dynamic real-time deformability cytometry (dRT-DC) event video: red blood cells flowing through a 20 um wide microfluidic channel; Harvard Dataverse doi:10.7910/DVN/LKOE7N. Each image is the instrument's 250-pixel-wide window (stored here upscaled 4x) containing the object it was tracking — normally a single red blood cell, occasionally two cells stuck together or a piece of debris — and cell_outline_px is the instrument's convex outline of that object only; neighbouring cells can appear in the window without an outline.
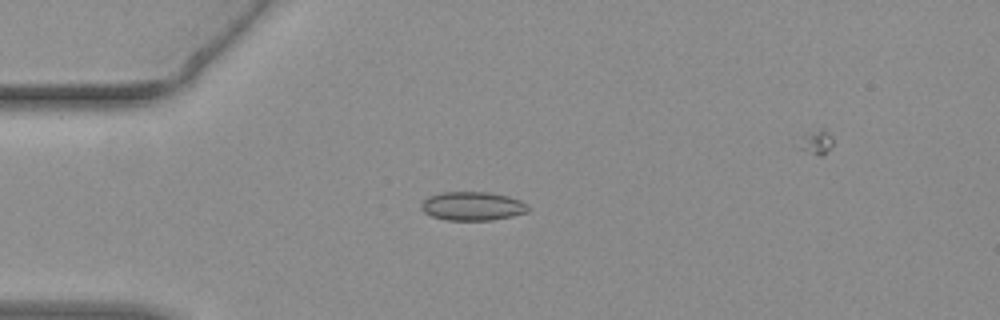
{"species": "common noctule bat (a hibernating species)", "species_latin": "Nyctalus noctula", "temperature_condition": "warm", "stored_images_in_passage": 38, "camera_frame_rate_fps": 3000, "um_per_image_px": 0.085, "animal": {"sex": "female", "body_mass_g": 19.3, "forearm_length_mm": 54.1}, "frame": {"image": 1, "passage_image": 2, "time_ms": 0.333, "image_size_px": [1000, 320], "cell_outline_px": [[528, 212], [512, 216], [492, 220], [444, 220], [432, 216], [424, 212], [420, 208], [420, 204], [428, 196], [444, 192], [488, 192], [508, 196], [520, 200], [528, 204]], "centroid_in_image_um": [40.15, 17.52], "position_along_channel_um": 44.8, "area_um2": 17.98}}
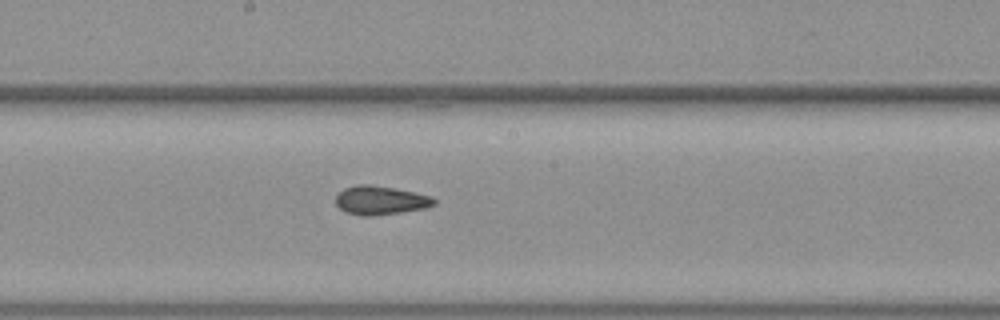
{"frame": {"image": 2, "passage_image": 17, "time_ms": 5.333, "image_size_px": [1000, 320], "cell_outline_px": [[436, 204], [424, 208], [400, 212], [372, 216], [364, 216], [344, 212], [336, 204], [336, 196], [344, 188], [356, 184], [368, 184], [416, 192], [432, 196], [436, 200]], "centroid_in_image_um": [32.33, 17.02], "position_along_channel_um": 215.9, "area_um2": 16.47}}
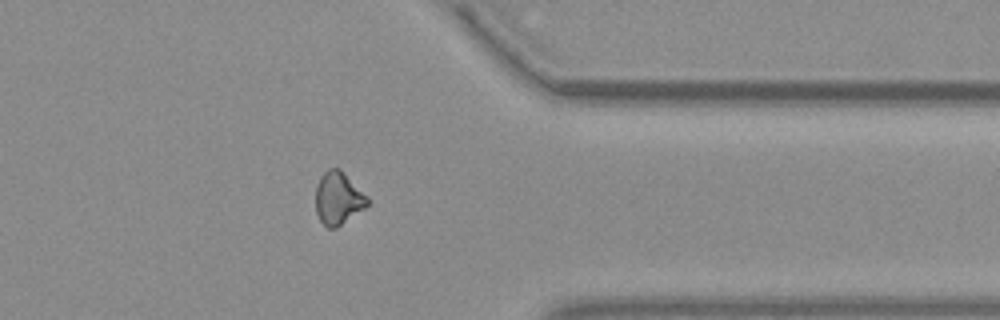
{"frame": {"image": 3, "passage_image": 31, "time_ms": 10.0, "image_size_px": [1000, 320], "cell_outline_px": [[368, 204], [364, 208], [336, 228], [328, 228], [320, 220], [316, 212], [316, 184], [320, 176], [328, 168], [340, 168], [368, 196]], "centroid_in_image_um": [28.74, 16.83], "position_along_channel_um": 382.7, "area_um2": 15.9}}